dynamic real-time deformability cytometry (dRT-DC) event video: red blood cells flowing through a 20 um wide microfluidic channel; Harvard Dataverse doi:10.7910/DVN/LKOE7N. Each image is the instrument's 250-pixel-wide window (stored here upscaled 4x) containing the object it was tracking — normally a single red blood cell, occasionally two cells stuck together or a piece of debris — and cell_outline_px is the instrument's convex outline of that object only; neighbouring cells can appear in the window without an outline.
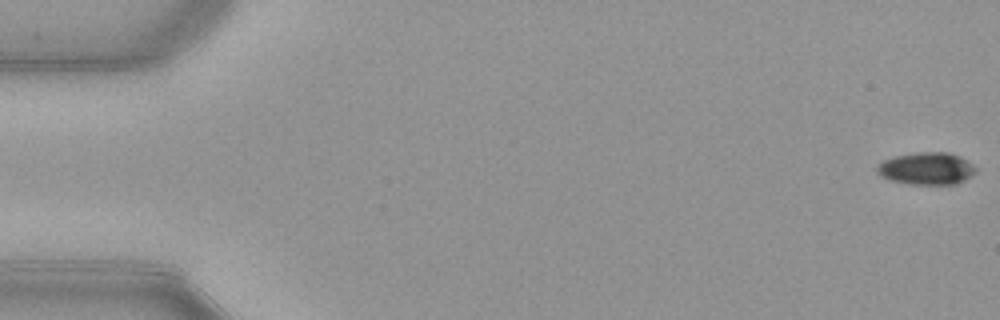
{"species": "common noctule bat (a hibernating species)", "species_latin": "Nyctalus noctula", "temperature_condition": "warm", "stored_images_in_passage": 53, "camera_frame_rate_fps": 3000, "um_per_image_px": 0.085, "animal": {"sex": "female", "body_mass_g": 21.9}, "frame": {"image": 1, "passage_image": 1, "time_ms": 0.0, "image_size_px": [1000, 320], "cell_outline_px": [[976, 172], [964, 180], [956, 184], [908, 184], [892, 180], [880, 176], [876, 172], [876, 168], [884, 160], [896, 156], [916, 152], [948, 152], [960, 156], [972, 164], [976, 168]], "centroid_in_image_um": [78.76, 14.32], "position_along_channel_um": 6.2, "area_um2": 18.5}}
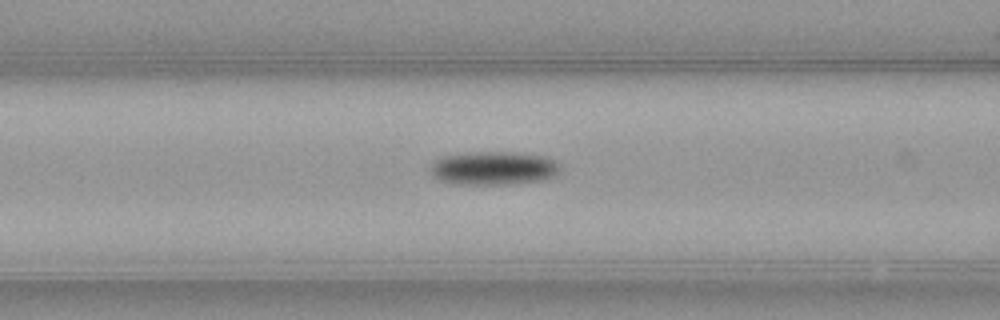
{"frame": {"image": 2, "passage_image": 22, "time_ms": 7.0, "image_size_px": [1000, 320], "cell_outline_px": [[560, 168], [552, 176], [544, 180], [508, 184], [452, 184], [440, 180], [432, 176], [432, 164], [436, 160], [444, 156], [468, 152], [512, 152], [544, 156], [552, 160]], "centroid_in_image_um": [41.91, 14.3], "position_along_channel_um": 124.7, "area_um2": 25.03}}
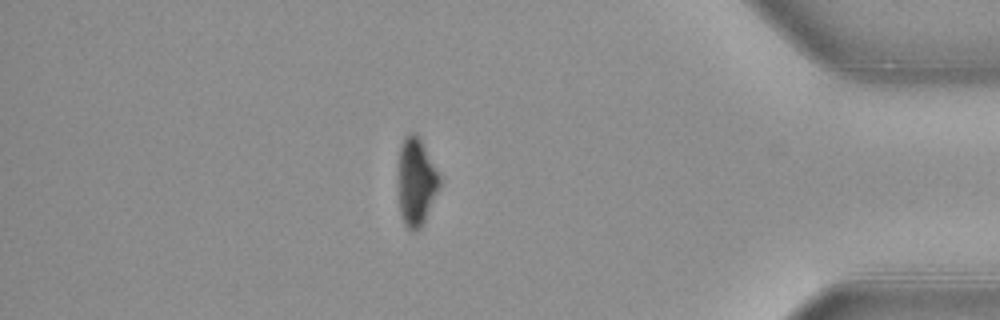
{"frame": {"image": 3, "passage_image": 46, "time_ms": 15.0, "image_size_px": [1000, 320], "cell_outline_px": [[440, 188], [420, 228], [412, 232], [404, 224], [400, 216], [400, 148], [404, 136], [408, 132], [416, 132], [440, 176]], "centroid_in_image_um": [35.39, 15.46], "position_along_channel_um": 399.8, "area_um2": 20.58}, "authors_computed_cell_mechanics": {"area_um2": 22.3108, "velocity_mm_per_s": 3.9357, "shape_relaxation_time_tau1_ms": 2.3025, "shape_relaxation_time_tau2_ms": null, "deformation_change_tau1": 0.1208, "deformation_change_tau2": null}}